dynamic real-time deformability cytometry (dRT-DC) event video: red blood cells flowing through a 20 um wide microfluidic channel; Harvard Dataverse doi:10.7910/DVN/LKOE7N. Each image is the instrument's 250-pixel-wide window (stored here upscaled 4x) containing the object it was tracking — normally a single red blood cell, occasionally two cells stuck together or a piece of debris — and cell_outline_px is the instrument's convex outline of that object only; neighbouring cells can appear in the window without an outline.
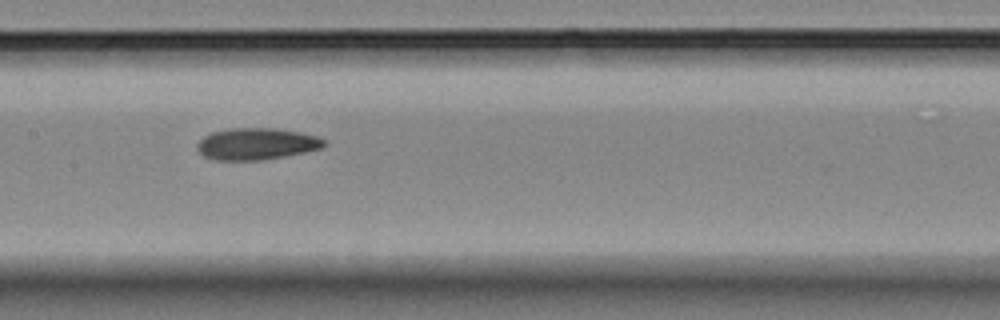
{"species": "Egyptian fruit bat (a non-hibernating species)", "species_latin": "Rousettus aegyptiacus", "temperature_condition": "room temperature", "stored_images_in_passage": 8, "camera_frame_rate_fps": 3000, "um_per_image_px": 0.085, "animal": {"sex": "female"}, "frame": {"image": 1, "passage_image": 8, "time_ms": 9.0, "image_size_px": [1000, 320], "cell_outline_px": [[328, 144], [324, 148], [264, 160], [212, 160], [204, 156], [196, 148], [196, 144], [204, 136], [212, 132], [232, 128], [276, 128], [300, 132], [316, 136], [324, 140]], "centroid_in_image_um": [21.81, 12.23], "position_along_channel_um": 185.6, "area_um2": 23.58}}